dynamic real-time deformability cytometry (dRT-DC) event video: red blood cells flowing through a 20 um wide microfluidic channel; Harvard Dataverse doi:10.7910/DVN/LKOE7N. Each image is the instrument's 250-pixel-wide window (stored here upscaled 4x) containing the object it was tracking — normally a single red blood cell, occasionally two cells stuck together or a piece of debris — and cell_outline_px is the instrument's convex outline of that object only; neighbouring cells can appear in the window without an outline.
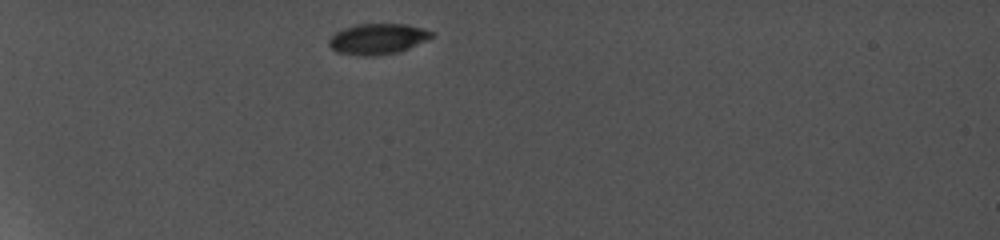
{"species": "common noctule bat (a hibernating species)", "species_latin": "Nyctalus noctula", "temperature_condition": "cold", "stored_images_in_passage": 5, "camera_frame_rate_fps": 5000, "um_per_image_px": 0.085, "animal": {"sex": "female", "body_mass_g": 19.0, "forearm_length_mm": 56.7}, "frame": {"image": 1, "passage_image": 1, "time_ms": 0.0, "image_size_px": [1000, 240], "cell_outline_px": [[436, 36], [400, 52], [376, 56], [356, 56], [336, 52], [328, 44], [328, 40], [336, 32], [344, 28], [356, 24], [408, 24], [436, 32]], "centroid_in_image_um": [32.13, 3.32], "position_along_channel_um": 52.9, "area_um2": 18.73}}
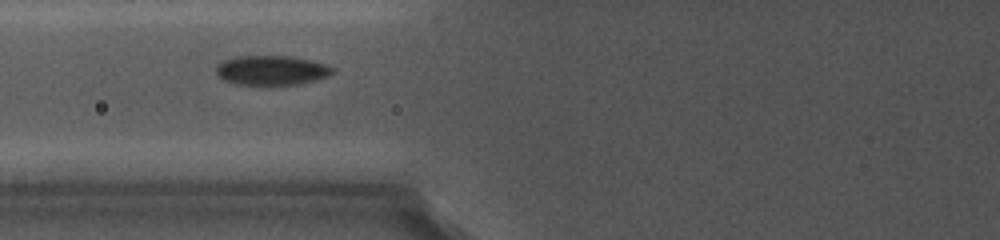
{"frame": {"image": 2, "passage_image": 4, "time_ms": 2.6, "image_size_px": [1000, 240], "cell_outline_px": [[336, 68], [328, 76], [316, 80], [296, 84], [244, 84], [228, 80], [220, 76], [216, 72], [216, 64], [224, 60], [236, 56], [292, 56], [312, 60]], "centroid_in_image_um": [23.12, 5.95], "position_along_channel_um": 102.7, "area_um2": 19.71}}